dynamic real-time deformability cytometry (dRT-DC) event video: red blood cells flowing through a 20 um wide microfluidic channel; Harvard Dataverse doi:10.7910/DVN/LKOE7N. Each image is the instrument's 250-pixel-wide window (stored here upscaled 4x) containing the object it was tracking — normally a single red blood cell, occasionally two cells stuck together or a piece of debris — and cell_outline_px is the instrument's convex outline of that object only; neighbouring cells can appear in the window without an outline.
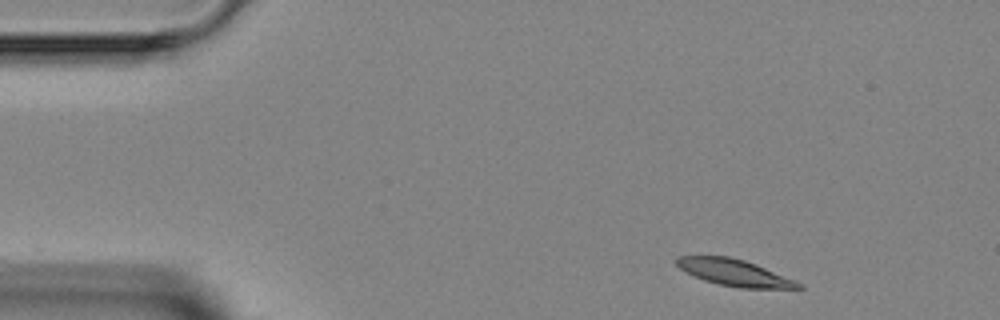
{"species": "Egyptian fruit bat (a non-hibernating species)", "species_latin": "Rousettus aegyptiacus", "temperature_condition": "room temperature", "stored_images_in_passage": 2, "camera_frame_rate_fps": 3000, "um_per_image_px": 0.085, "animal": {"sex": "female"}, "frame": {"image": 1, "passage_image": 1, "time_ms": 0.0, "image_size_px": [1000, 320], "cell_outline_px": [[804, 288], [740, 288], [720, 284], [704, 280], [680, 268], [676, 264], [676, 256], [728, 256], [744, 260], [756, 264], [792, 280], [800, 284]], "centroid_in_image_um": [62.37, 23.16], "position_along_channel_um": 22.6, "area_um2": 18.26}}